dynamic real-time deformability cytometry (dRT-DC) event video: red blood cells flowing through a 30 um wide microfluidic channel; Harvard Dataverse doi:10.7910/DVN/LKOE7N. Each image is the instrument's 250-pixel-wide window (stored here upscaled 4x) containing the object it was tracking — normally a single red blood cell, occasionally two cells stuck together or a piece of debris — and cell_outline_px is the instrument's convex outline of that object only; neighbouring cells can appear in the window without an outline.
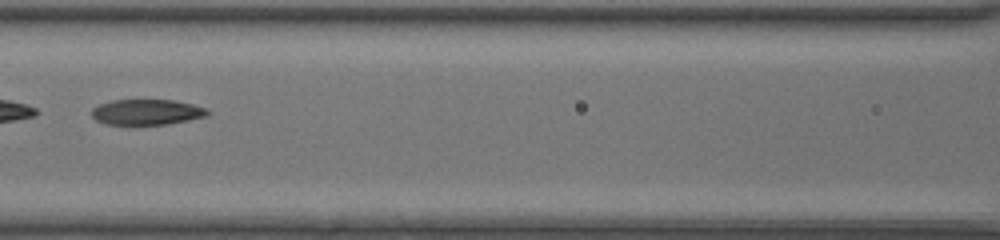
{"species": "common noctule bat (a hibernating species)", "species_latin": "Nyctalus noctula", "temperature_condition": "room temperature", "stored_images_in_passage": 49, "segment_of_instrument_passage": [2, 2], "camera_frame_rate_fps": 3000, "um_per_image_px": 0.085, "animal": {"sex": "female", "body_mass_g": 20.0, "forearm_length_mm": 54.0}, "frame": {"image": 1, "passage_image": 26, "time_ms": 8.333, "image_size_px": [1000, 240], "cell_outline_px": [[212, 112], [208, 116], [168, 124], [108, 124], [96, 120], [92, 116], [92, 108], [100, 104], [112, 100], [172, 100], [192, 104], [208, 108]], "centroid_in_image_um": [12.53, 9.52], "position_along_channel_um": 154.1, "area_um2": 17.22}}
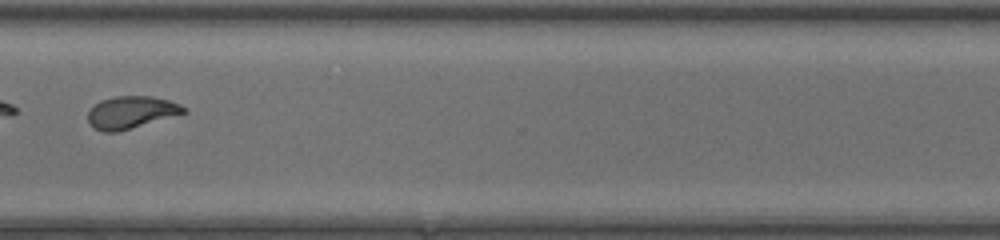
{"frame": {"image": 2, "passage_image": 40, "time_ms": 13.0, "image_size_px": [1000, 240], "cell_outline_px": [[188, 112], [116, 132], [104, 132], [92, 128], [88, 124], [88, 112], [100, 100], [116, 96], [152, 96], [168, 100], [180, 104], [188, 108]], "centroid_in_image_um": [11.14, 9.55], "position_along_channel_um": 359.5, "area_um2": 18.03}}